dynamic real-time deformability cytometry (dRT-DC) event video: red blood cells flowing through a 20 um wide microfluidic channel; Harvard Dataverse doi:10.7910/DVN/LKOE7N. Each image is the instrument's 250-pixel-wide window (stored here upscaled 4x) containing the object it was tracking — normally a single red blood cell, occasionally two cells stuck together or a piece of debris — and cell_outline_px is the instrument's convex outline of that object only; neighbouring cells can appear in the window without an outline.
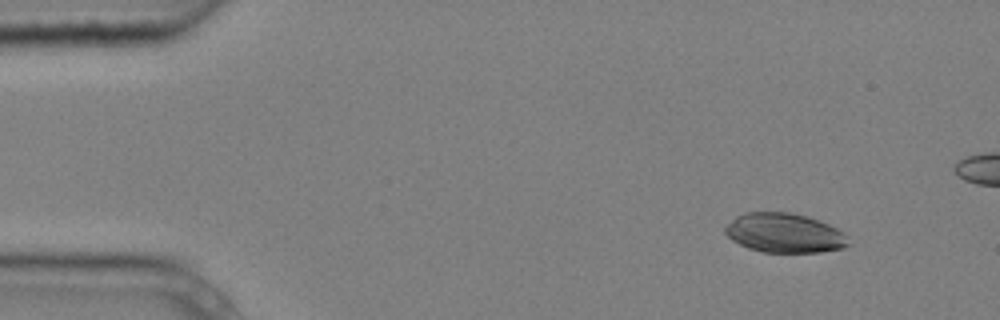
{"species": "common noctule bat (a hibernating species)", "species_latin": "Nyctalus noctula", "temperature_condition": "cold", "stored_images_in_passage": 3, "camera_frame_rate_fps": 3000, "um_per_image_px": 0.085, "animal": {"sex": "male", "body_mass_g": 20.4}, "frame": {"image": 1, "passage_image": 1, "time_ms": 0.0, "image_size_px": [1000, 320], "cell_outline_px": [[848, 244], [844, 248], [820, 252], [764, 252], [748, 248], [732, 240], [724, 232], [724, 228], [736, 216], [744, 212], [788, 212], [808, 216], [828, 224], [844, 232]], "centroid_in_image_um": [66.66, 19.8], "position_along_channel_um": 18.3, "area_um2": 28.21}}